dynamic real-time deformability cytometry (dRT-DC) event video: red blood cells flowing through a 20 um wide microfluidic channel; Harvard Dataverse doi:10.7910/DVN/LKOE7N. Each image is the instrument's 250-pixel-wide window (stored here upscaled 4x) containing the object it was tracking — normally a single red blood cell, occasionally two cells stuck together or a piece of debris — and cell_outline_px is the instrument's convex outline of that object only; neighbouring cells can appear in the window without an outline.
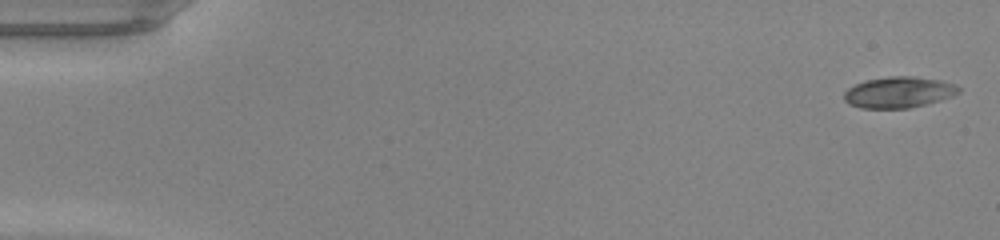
{"species": "common noctule bat (a hibernating species)", "species_latin": "Nyctalus noctula", "temperature_condition": "warm", "stored_images_in_passage": 48, "camera_frame_rate_fps": 3000, "um_per_image_px": 0.085, "animal": {"sex": "male", "body_mass_g": 20.0, "forearm_length_mm": 53.3}, "frame": {"image": 1, "passage_image": 1, "time_ms": 0.0, "image_size_px": [1000, 240], "cell_outline_px": [[960, 92], [952, 96], [940, 100], [908, 108], [860, 108], [848, 104], [844, 100], [844, 92], [848, 88], [856, 84], [868, 80], [888, 76], [912, 76], [940, 80], [956, 84], [960, 88]], "centroid_in_image_um": [76.39, 7.84], "position_along_channel_um": 8.6, "area_um2": 20.69}}
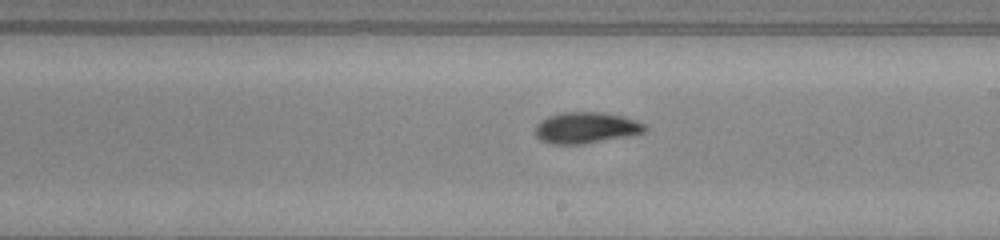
{"frame": {"image": 2, "passage_image": 28, "time_ms": 9.0, "image_size_px": [1000, 240], "cell_outline_px": [[648, 128], [644, 132], [632, 136], [584, 144], [548, 144], [540, 140], [536, 136], [536, 124], [540, 120], [548, 116], [564, 112], [600, 112], [624, 116], [644, 124]], "centroid_in_image_um": [49.82, 10.87], "position_along_channel_um": 239.2, "area_um2": 20.17}}
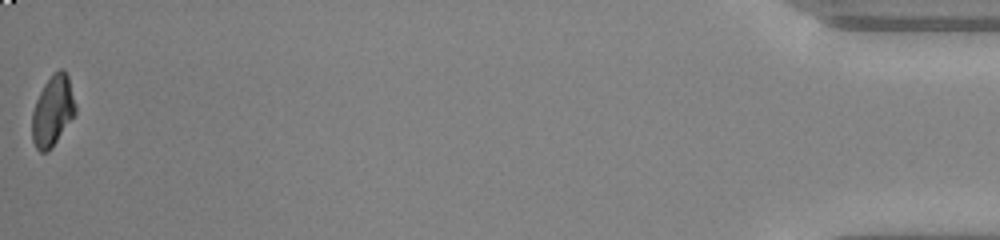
{"frame": {"image": 3, "passage_image": 48, "time_ms": 15.667, "image_size_px": [1000, 240], "cell_outline_px": [[76, 112], [52, 148], [48, 152], [40, 152], [36, 148], [32, 140], [32, 112], [36, 100], [44, 84], [60, 68], [64, 68], [68, 76], [76, 104]], "centroid_in_image_um": [4.48, 9.44], "position_along_channel_um": 430.7, "area_um2": 17.74}, "authors_computed_cell_mechanics": {"area_um2": 19.6809, "velocity_mm_per_s": 4.2866, "shape_relaxation_time_tau1_ms": 4.2437, "shape_relaxation_time_tau2_ms": 3.0554, "deformation_change_tau1": 0.1962, "deformation_change_tau2": 0.0787}}